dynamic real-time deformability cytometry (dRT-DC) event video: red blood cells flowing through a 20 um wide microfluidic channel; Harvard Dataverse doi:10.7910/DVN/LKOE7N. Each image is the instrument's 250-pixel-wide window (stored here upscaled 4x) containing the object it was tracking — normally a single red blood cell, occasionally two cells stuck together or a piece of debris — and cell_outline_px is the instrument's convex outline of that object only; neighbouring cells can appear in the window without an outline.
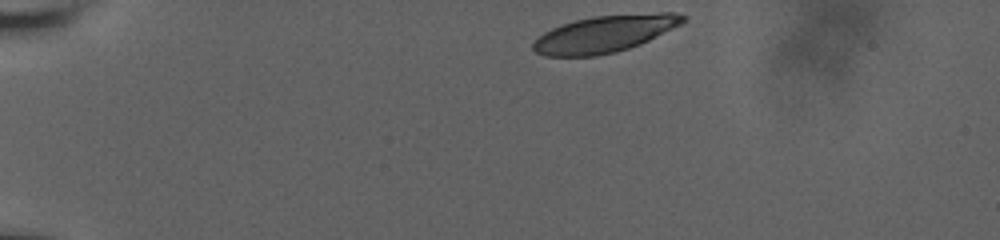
{"species": "human", "species_latin": "Homo sapiens", "temperature_condition": "room temperature", "stored_images_in_passage": 39, "camera_frame_rate_fps": 3000, "um_per_image_px": 0.085, "donor": {"sex": "male"}, "frame": {"image": 1, "passage_image": 1, "time_ms": 0.0, "image_size_px": [1000, 240], "cell_outline_px": [[688, 20], [640, 44], [616, 52], [596, 56], [544, 56], [536, 52], [532, 48], [532, 44], [544, 32], [560, 24], [592, 16], [660, 12], [676, 12], [684, 16]], "centroid_in_image_um": [51.39, 2.87], "position_along_channel_um": 33.6, "area_um2": 32.08}}
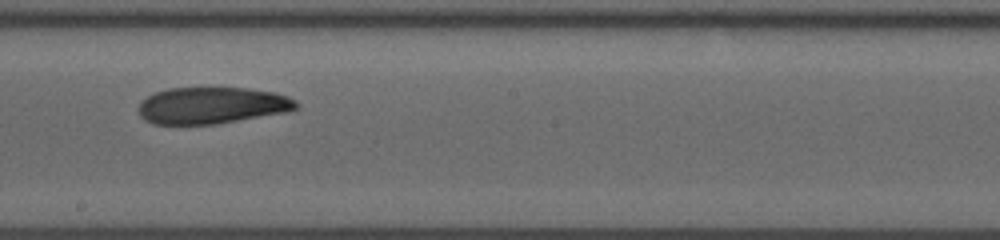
{"frame": {"image": 2, "passage_image": 23, "time_ms": 7.333, "image_size_px": [1000, 240], "cell_outline_px": [[300, 104], [296, 108], [288, 112], [216, 124], [152, 124], [144, 120], [140, 116], [136, 108], [140, 100], [156, 92], [168, 88], [248, 88], [276, 92], [288, 96], [296, 100]], "centroid_in_image_um": [18.0, 8.96], "position_along_channel_um": 230.2, "area_um2": 34.1}}
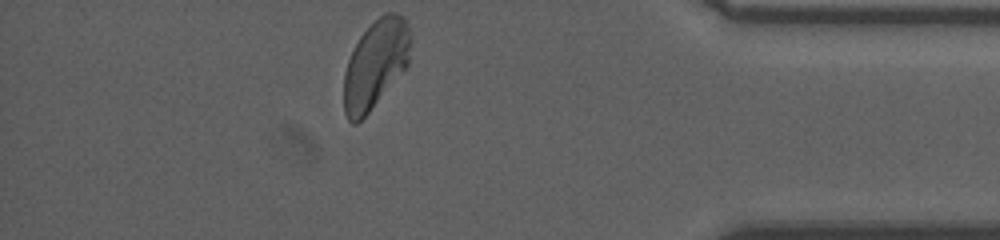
{"frame": {"image": 3, "passage_image": 39, "time_ms": 12.667, "image_size_px": [1000, 240], "cell_outline_px": [[408, 64], [368, 112], [356, 124], [352, 124], [348, 120], [344, 112], [344, 72], [348, 60], [360, 36], [384, 12], [392, 12], [404, 16], [408, 24]], "centroid_in_image_um": [31.88, 5.46], "position_along_channel_um": 403.3, "area_um2": 33.41}, "authors_computed_cell_mechanics": {"area_um2": 34.3332, "velocity_mm_per_s": 3.8023, "shape_relaxation_time_tau1_ms": null, "shape_relaxation_time_tau2_ms": 4.1924, "deformation_change_tau1": null, "deformation_change_tau2": 0.0955}}